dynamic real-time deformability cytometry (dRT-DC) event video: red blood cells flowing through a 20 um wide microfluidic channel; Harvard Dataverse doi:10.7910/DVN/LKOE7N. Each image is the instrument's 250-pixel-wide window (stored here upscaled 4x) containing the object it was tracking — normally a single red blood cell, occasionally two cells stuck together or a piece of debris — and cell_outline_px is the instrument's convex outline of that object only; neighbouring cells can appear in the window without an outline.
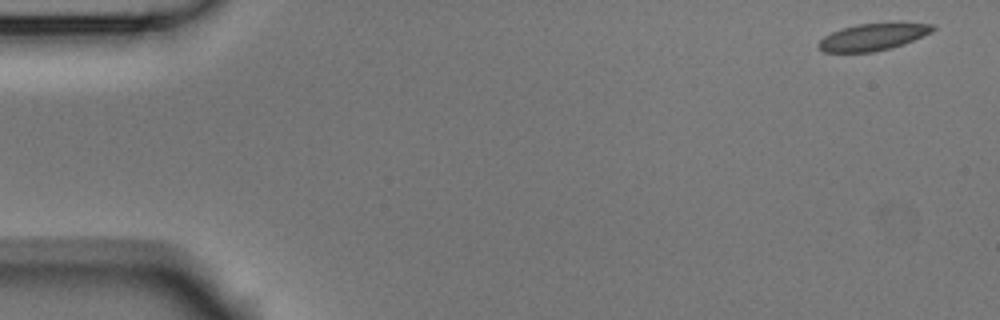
{"species": "Egyptian fruit bat (a non-hibernating species)", "species_latin": "Rousettus aegyptiacus", "temperature_condition": "room temperature", "stored_images_in_passage": 5, "camera_frame_rate_fps": 3000, "um_per_image_px": 0.085, "animal": {"sex": "male"}, "frame": {"image": 1, "passage_image": 1, "time_ms": 0.0, "image_size_px": [1000, 320], "cell_outline_px": [[936, 28], [932, 32], [892, 48], [872, 52], [824, 52], [816, 44], [824, 36], [840, 28], [856, 24], [932, 24]], "centroid_in_image_um": [74.13, 3.16], "position_along_channel_um": 10.9, "area_um2": 17.51}}
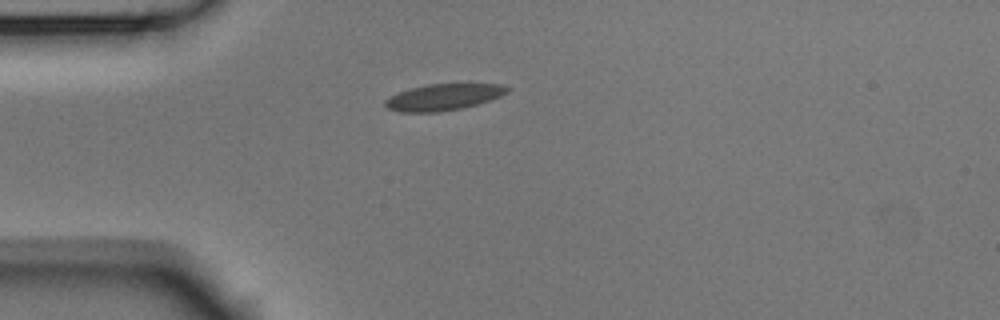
{"frame": {"image": 2, "passage_image": 4, "time_ms": 1.0, "image_size_px": [1000, 320], "cell_outline_px": [[508, 92], [500, 96], [464, 108], [436, 112], [400, 112], [388, 108], [384, 104], [384, 100], [400, 92], [412, 88], [428, 84], [504, 84], [508, 88]], "centroid_in_image_um": [37.7, 8.26], "position_along_channel_um": 47.3, "area_um2": 18.5}}